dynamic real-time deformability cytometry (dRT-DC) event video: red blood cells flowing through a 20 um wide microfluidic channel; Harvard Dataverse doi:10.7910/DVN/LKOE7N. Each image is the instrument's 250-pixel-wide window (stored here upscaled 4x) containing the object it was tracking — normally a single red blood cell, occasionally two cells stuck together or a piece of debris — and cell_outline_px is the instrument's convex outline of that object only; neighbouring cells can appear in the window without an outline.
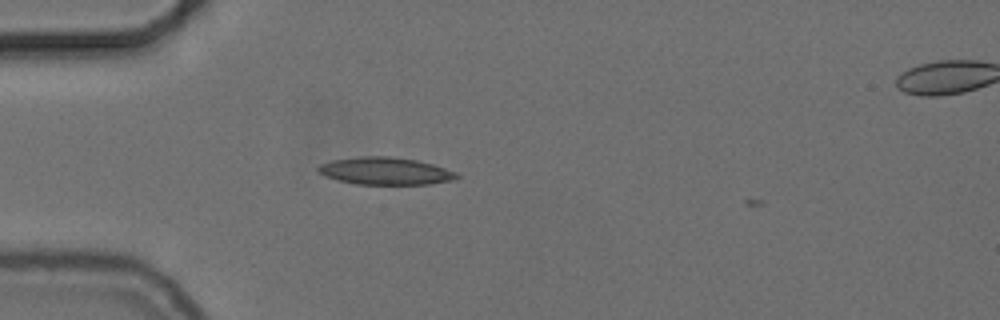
{"species": "common noctule bat (a hibernating species)", "species_latin": "Nyctalus noctula", "temperature_condition": "cold", "stored_images_in_passage": 2, "camera_frame_rate_fps": 3000, "um_per_image_px": 0.085, "animal": {"sex": "female", "body_mass_g": 24.6, "forearm_length_mm": 56.2}, "frame": {"image": 1, "passage_image": 1, "time_ms": 0.0, "image_size_px": [1000, 320], "cell_outline_px": [[460, 176], [456, 180], [432, 184], [356, 184], [324, 176], [316, 168], [320, 164], [332, 160], [360, 156], [388, 156], [416, 160], [432, 164], [456, 172]], "centroid_in_image_um": [32.77, 14.54], "position_along_channel_um": 52.2, "area_um2": 22.08}}